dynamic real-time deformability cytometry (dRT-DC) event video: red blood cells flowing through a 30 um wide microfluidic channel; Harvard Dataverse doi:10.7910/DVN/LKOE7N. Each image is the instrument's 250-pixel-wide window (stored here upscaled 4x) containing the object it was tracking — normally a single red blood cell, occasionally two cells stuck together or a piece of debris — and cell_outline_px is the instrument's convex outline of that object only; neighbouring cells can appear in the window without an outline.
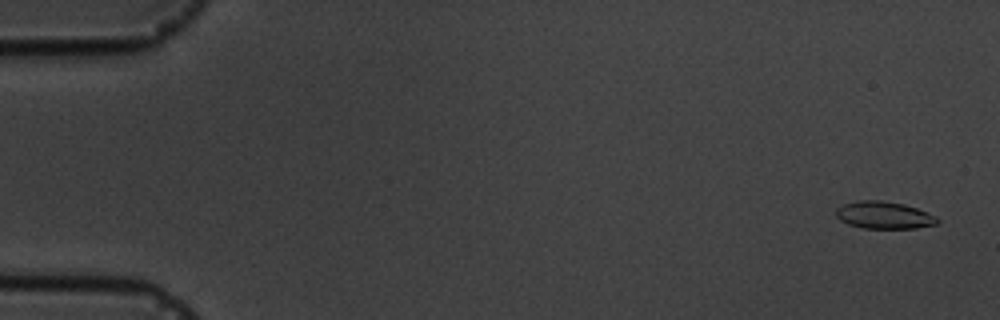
{"species": "common noctule bat (a hibernating species)", "species_latin": "Nyctalus noctula", "temperature_condition": "cold", "stored_images_in_passage": 8, "camera_frame_rate_fps": 3000, "um_per_image_px": 0.085, "animal": {"sex": "male", "body_mass_g": 19.5, "forearm_length_mm": 54.6}, "frame": {"image": 1, "passage_image": 1, "time_ms": 0.0, "image_size_px": [1000, 320], "cell_outline_px": [[940, 220], [936, 224], [916, 228], [864, 228], [848, 224], [840, 220], [836, 216], [836, 208], [844, 204], [856, 200], [880, 200], [904, 204], [928, 212], [936, 216]], "centroid_in_image_um": [75.14, 18.28], "position_along_channel_um": 9.9, "area_um2": 16.13}}
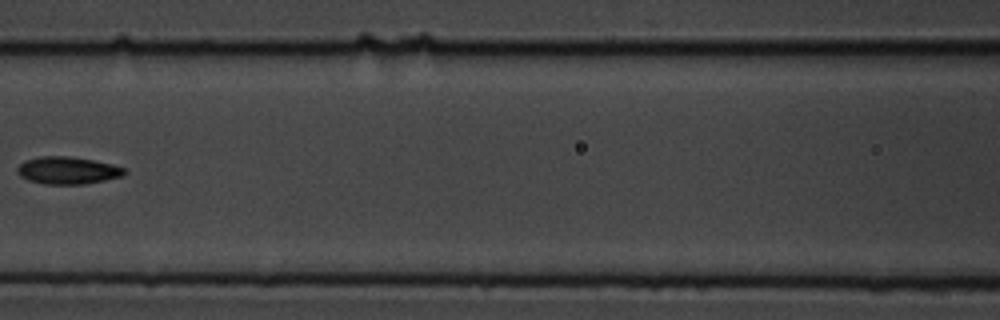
{"frame": {"image": 2, "passage_image": 7, "time_ms": 8.0, "image_size_px": [1000, 320], "cell_outline_px": [[128, 172], [124, 176], [84, 184], [44, 184], [28, 180], [20, 176], [16, 172], [16, 168], [24, 160], [40, 156], [68, 156], [92, 160], [112, 164], [124, 168]], "centroid_in_image_um": [5.73, 14.48], "position_along_channel_um": 160.9, "area_um2": 17.17}}
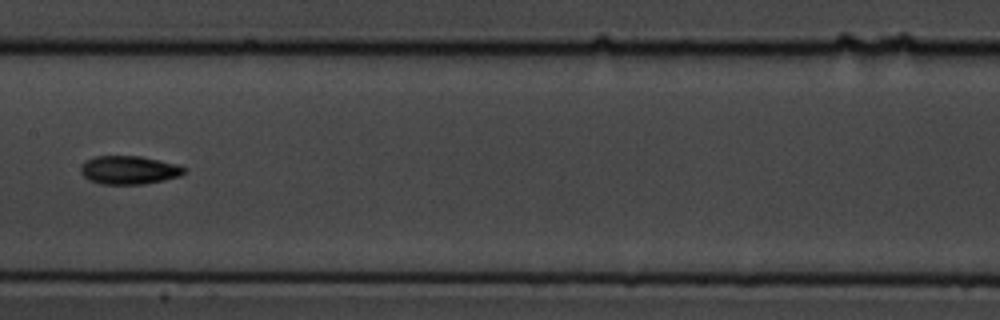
{"frame": {"image": 3, "passage_image": 8, "time_ms": 9.0, "image_size_px": [1000, 320], "cell_outline_px": [[188, 168], [180, 176], [164, 180], [144, 184], [100, 184], [88, 180], [80, 172], [80, 164], [96, 156], [140, 156], [176, 164]], "centroid_in_image_um": [10.95, 14.46], "position_along_channel_um": 196.4, "area_um2": 17.17}}